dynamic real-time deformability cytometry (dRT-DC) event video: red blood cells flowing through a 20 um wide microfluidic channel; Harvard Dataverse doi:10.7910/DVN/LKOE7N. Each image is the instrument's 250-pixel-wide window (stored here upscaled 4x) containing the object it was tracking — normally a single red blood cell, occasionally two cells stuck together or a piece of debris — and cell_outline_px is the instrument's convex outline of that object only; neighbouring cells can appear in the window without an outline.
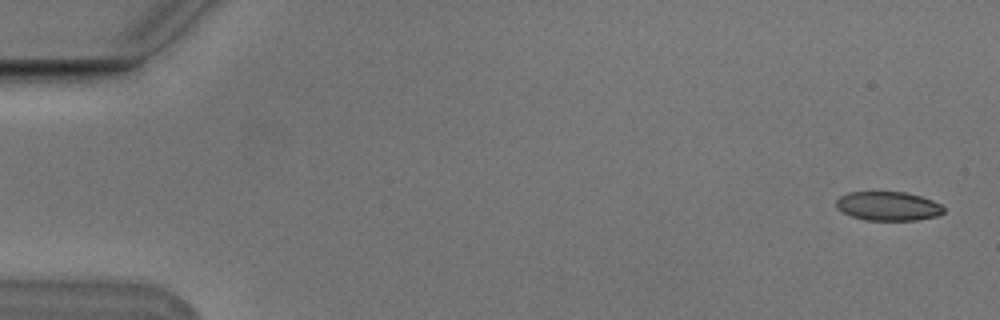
{"species": "Egyptian fruit bat (a non-hibernating species)", "species_latin": "Rousettus aegyptiacus", "temperature_condition": "cold", "stored_images_in_passage": 5, "camera_frame_rate_fps": 3000, "um_per_image_px": 0.085, "animal": {"sex": "male"}, "frame": {"image": 1, "passage_image": 1, "time_ms": 0.0, "image_size_px": [1000, 320], "cell_outline_px": [[944, 212], [936, 216], [916, 220], [864, 220], [852, 216], [836, 208], [836, 200], [840, 196], [848, 192], [904, 192], [920, 196], [932, 200], [940, 204], [944, 208]], "centroid_in_image_um": [75.47, 17.52], "position_along_channel_um": 9.5, "area_um2": 18.09}}
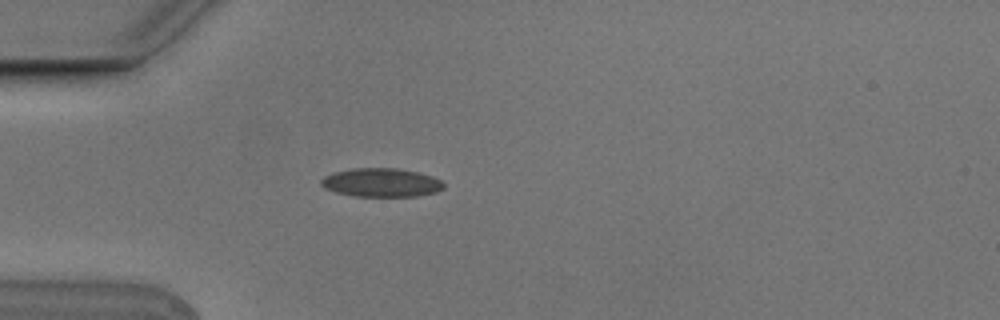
{"frame": {"image": 2, "passage_image": 5, "time_ms": 1.333, "image_size_px": [1000, 320], "cell_outline_px": [[444, 188], [436, 192], [416, 196], [356, 196], [336, 192], [324, 188], [320, 184], [320, 180], [324, 176], [332, 172], [352, 168], [396, 168], [420, 172], [432, 176], [440, 180], [444, 184]], "centroid_in_image_um": [32.39, 15.51], "position_along_channel_um": 52.6, "area_um2": 20.58}}